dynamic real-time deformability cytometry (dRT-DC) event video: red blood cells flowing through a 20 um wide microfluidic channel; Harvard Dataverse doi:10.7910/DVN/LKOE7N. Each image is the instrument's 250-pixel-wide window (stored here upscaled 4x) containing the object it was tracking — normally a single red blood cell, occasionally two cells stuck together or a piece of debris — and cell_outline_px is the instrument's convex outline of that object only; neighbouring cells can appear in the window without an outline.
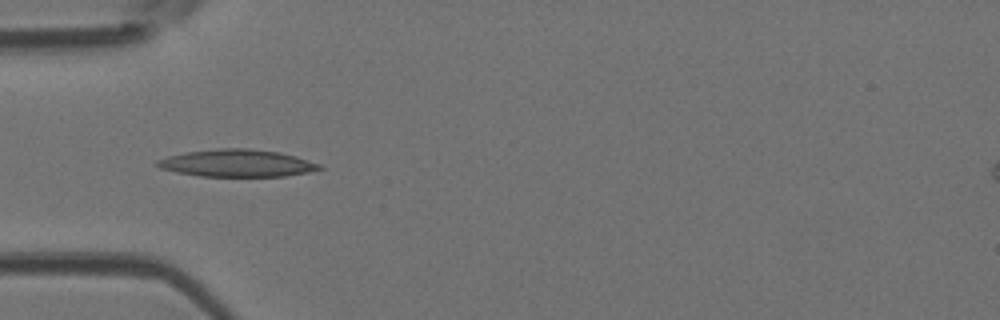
{"species": "Egyptian fruit bat (a non-hibernating species)", "species_latin": "Rousettus aegyptiacus", "temperature_condition": "room temperature", "stored_images_in_passage": 3, "camera_frame_rate_fps": 3000, "um_per_image_px": 0.085, "animal": {"sex": "female"}, "frame": {"image": 1, "passage_image": 3, "time_ms": 0.667, "image_size_px": [1000, 320], "cell_outline_px": [[324, 168], [308, 172], [284, 176], [200, 176], [176, 172], [160, 168], [156, 164], [156, 160], [168, 156], [184, 152], [220, 148], [248, 148], [280, 152], [296, 156], [320, 164]], "centroid_in_image_um": [20.14, 13.86], "position_along_channel_um": 64.9, "area_um2": 25.78}}